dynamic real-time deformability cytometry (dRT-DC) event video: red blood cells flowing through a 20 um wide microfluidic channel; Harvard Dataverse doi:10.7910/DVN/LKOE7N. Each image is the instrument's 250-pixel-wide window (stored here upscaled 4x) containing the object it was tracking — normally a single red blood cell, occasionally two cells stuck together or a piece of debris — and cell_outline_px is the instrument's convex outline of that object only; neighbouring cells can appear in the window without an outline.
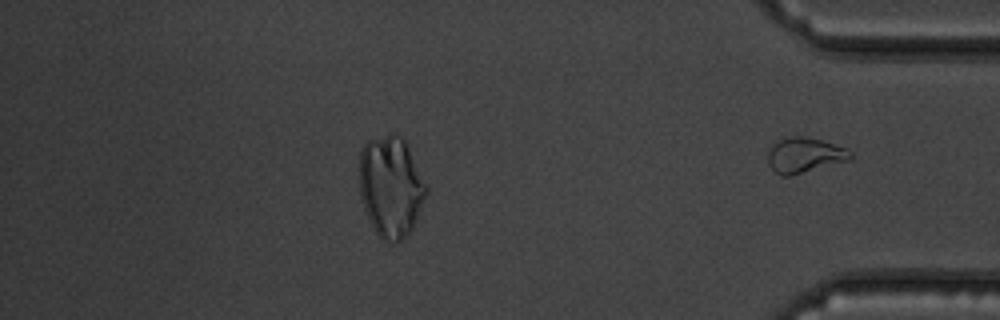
{"species": "common noctule bat (a hibernating species)", "species_latin": "Nyctalus noctula", "temperature_condition": "warm", "stored_images_in_passage": 45, "segment_of_instrument_passage": [2, 2], "camera_frame_rate_fps": 3000, "um_per_image_px": 0.085, "animal": {"sex": "male", "body_mass_g": 19.5, "forearm_length_mm": 54.6}, "frame": {"image": 1, "passage_image": 45, "time_ms": 14.667, "image_size_px": [1000, 320], "cell_outline_px": [[852, 160], [788, 176], [780, 176], [768, 164], [768, 152], [772, 140], [792, 136], [800, 136], [820, 140], [848, 148], [852, 152]], "centroid_in_image_um": [68.38, 13.18], "position_along_channel_um": 366.8, "area_um2": 17.17}}